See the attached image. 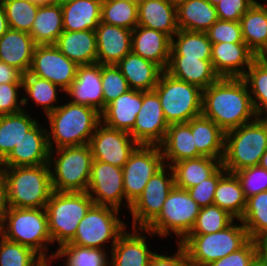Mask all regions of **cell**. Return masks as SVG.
Listing matches in <instances>:
<instances>
[{"label":"cell","instance_id":"1","mask_svg":"<svg viewBox=\"0 0 267 266\" xmlns=\"http://www.w3.org/2000/svg\"><path fill=\"white\" fill-rule=\"evenodd\" d=\"M247 88L243 78L220 77L202 90V115L224 132L250 123L257 115Z\"/></svg>","mask_w":267,"mask_h":266},{"label":"cell","instance_id":"2","mask_svg":"<svg viewBox=\"0 0 267 266\" xmlns=\"http://www.w3.org/2000/svg\"><path fill=\"white\" fill-rule=\"evenodd\" d=\"M50 166L4 167L8 207L45 208L53 192Z\"/></svg>","mask_w":267,"mask_h":266},{"label":"cell","instance_id":"3","mask_svg":"<svg viewBox=\"0 0 267 266\" xmlns=\"http://www.w3.org/2000/svg\"><path fill=\"white\" fill-rule=\"evenodd\" d=\"M267 149V119L255 118L250 123L225 132L222 166L229 173L259 165Z\"/></svg>","mask_w":267,"mask_h":266},{"label":"cell","instance_id":"4","mask_svg":"<svg viewBox=\"0 0 267 266\" xmlns=\"http://www.w3.org/2000/svg\"><path fill=\"white\" fill-rule=\"evenodd\" d=\"M47 117L57 148L89 144L101 122L100 112L95 108L72 102L58 106Z\"/></svg>","mask_w":267,"mask_h":266},{"label":"cell","instance_id":"5","mask_svg":"<svg viewBox=\"0 0 267 266\" xmlns=\"http://www.w3.org/2000/svg\"><path fill=\"white\" fill-rule=\"evenodd\" d=\"M93 204L88 192L53 191L45 207L52 242L57 240L59 247L70 243Z\"/></svg>","mask_w":267,"mask_h":266},{"label":"cell","instance_id":"6","mask_svg":"<svg viewBox=\"0 0 267 266\" xmlns=\"http://www.w3.org/2000/svg\"><path fill=\"white\" fill-rule=\"evenodd\" d=\"M250 240L243 223L229 225L211 234H188L180 243L186 249L189 266H207L242 248Z\"/></svg>","mask_w":267,"mask_h":266},{"label":"cell","instance_id":"7","mask_svg":"<svg viewBox=\"0 0 267 266\" xmlns=\"http://www.w3.org/2000/svg\"><path fill=\"white\" fill-rule=\"evenodd\" d=\"M6 221L8 225H6ZM4 225L7 226V229ZM0 235L10 241L32 248L35 252H39L42 259H45L44 250L47 247L43 244L52 242L45 208L8 207L0 221Z\"/></svg>","mask_w":267,"mask_h":266},{"label":"cell","instance_id":"8","mask_svg":"<svg viewBox=\"0 0 267 266\" xmlns=\"http://www.w3.org/2000/svg\"><path fill=\"white\" fill-rule=\"evenodd\" d=\"M167 123H186L202 114V89L172 77L165 70L153 89Z\"/></svg>","mask_w":267,"mask_h":266},{"label":"cell","instance_id":"9","mask_svg":"<svg viewBox=\"0 0 267 266\" xmlns=\"http://www.w3.org/2000/svg\"><path fill=\"white\" fill-rule=\"evenodd\" d=\"M200 206L185 189L174 186L169 192L159 215L142 231L168 236L173 231L182 241L192 230ZM170 230V231H169Z\"/></svg>","mask_w":267,"mask_h":266},{"label":"cell","instance_id":"10","mask_svg":"<svg viewBox=\"0 0 267 266\" xmlns=\"http://www.w3.org/2000/svg\"><path fill=\"white\" fill-rule=\"evenodd\" d=\"M51 184L55 192H87L93 156L88 144L57 148Z\"/></svg>","mask_w":267,"mask_h":266},{"label":"cell","instance_id":"11","mask_svg":"<svg viewBox=\"0 0 267 266\" xmlns=\"http://www.w3.org/2000/svg\"><path fill=\"white\" fill-rule=\"evenodd\" d=\"M115 208L93 204L78 224L73 240L68 244L88 248H101L106 241L116 243L126 224L117 217Z\"/></svg>","mask_w":267,"mask_h":266},{"label":"cell","instance_id":"12","mask_svg":"<svg viewBox=\"0 0 267 266\" xmlns=\"http://www.w3.org/2000/svg\"><path fill=\"white\" fill-rule=\"evenodd\" d=\"M161 151L158 145H138L123 166V187L129 209L150 178L165 166Z\"/></svg>","mask_w":267,"mask_h":266},{"label":"cell","instance_id":"13","mask_svg":"<svg viewBox=\"0 0 267 266\" xmlns=\"http://www.w3.org/2000/svg\"><path fill=\"white\" fill-rule=\"evenodd\" d=\"M169 169L172 172V175H168L170 177H166L164 166L157 171L147 182L142 194L131 205L133 231H136V226L140 229L146 228L161 212L169 192L175 186L173 169L170 166Z\"/></svg>","mask_w":267,"mask_h":266},{"label":"cell","instance_id":"14","mask_svg":"<svg viewBox=\"0 0 267 266\" xmlns=\"http://www.w3.org/2000/svg\"><path fill=\"white\" fill-rule=\"evenodd\" d=\"M101 123L96 127L88 144L93 160L123 168L130 154L139 144L128 132L113 129L106 125L103 127Z\"/></svg>","mask_w":267,"mask_h":266},{"label":"cell","instance_id":"15","mask_svg":"<svg viewBox=\"0 0 267 266\" xmlns=\"http://www.w3.org/2000/svg\"><path fill=\"white\" fill-rule=\"evenodd\" d=\"M167 123L157 93L142 91V106L138 112L131 137L139 145H160L166 135Z\"/></svg>","mask_w":267,"mask_h":266},{"label":"cell","instance_id":"16","mask_svg":"<svg viewBox=\"0 0 267 266\" xmlns=\"http://www.w3.org/2000/svg\"><path fill=\"white\" fill-rule=\"evenodd\" d=\"M77 67L55 45H36L29 72L65 91L74 81Z\"/></svg>","mask_w":267,"mask_h":266},{"label":"cell","instance_id":"17","mask_svg":"<svg viewBox=\"0 0 267 266\" xmlns=\"http://www.w3.org/2000/svg\"><path fill=\"white\" fill-rule=\"evenodd\" d=\"M91 191L94 192L95 196ZM87 192L94 204L119 210L122 198L125 197L123 169L109 163L93 160Z\"/></svg>","mask_w":267,"mask_h":266},{"label":"cell","instance_id":"18","mask_svg":"<svg viewBox=\"0 0 267 266\" xmlns=\"http://www.w3.org/2000/svg\"><path fill=\"white\" fill-rule=\"evenodd\" d=\"M49 132L37 123L15 145L11 153L0 163L1 167L36 166L53 161V145Z\"/></svg>","mask_w":267,"mask_h":266},{"label":"cell","instance_id":"19","mask_svg":"<svg viewBox=\"0 0 267 266\" xmlns=\"http://www.w3.org/2000/svg\"><path fill=\"white\" fill-rule=\"evenodd\" d=\"M65 92L73 98L72 103L95 108L101 113L104 110L101 64L78 66L75 79Z\"/></svg>","mask_w":267,"mask_h":266},{"label":"cell","instance_id":"20","mask_svg":"<svg viewBox=\"0 0 267 266\" xmlns=\"http://www.w3.org/2000/svg\"><path fill=\"white\" fill-rule=\"evenodd\" d=\"M256 58L245 43H212L211 62L219 77L242 78L243 65L249 68Z\"/></svg>","mask_w":267,"mask_h":266},{"label":"cell","instance_id":"21","mask_svg":"<svg viewBox=\"0 0 267 266\" xmlns=\"http://www.w3.org/2000/svg\"><path fill=\"white\" fill-rule=\"evenodd\" d=\"M97 63L116 65L132 50V30L100 22L95 29Z\"/></svg>","mask_w":267,"mask_h":266},{"label":"cell","instance_id":"22","mask_svg":"<svg viewBox=\"0 0 267 266\" xmlns=\"http://www.w3.org/2000/svg\"><path fill=\"white\" fill-rule=\"evenodd\" d=\"M138 29V30H137ZM171 38L158 30L136 26L132 30V52L166 70L170 59Z\"/></svg>","mask_w":267,"mask_h":266},{"label":"cell","instance_id":"23","mask_svg":"<svg viewBox=\"0 0 267 266\" xmlns=\"http://www.w3.org/2000/svg\"><path fill=\"white\" fill-rule=\"evenodd\" d=\"M141 106L142 91L130 89L106 105L100 113L103 125L130 133Z\"/></svg>","mask_w":267,"mask_h":266},{"label":"cell","instance_id":"24","mask_svg":"<svg viewBox=\"0 0 267 266\" xmlns=\"http://www.w3.org/2000/svg\"><path fill=\"white\" fill-rule=\"evenodd\" d=\"M35 47L29 33L9 28L0 38V60L24 75L30 70Z\"/></svg>","mask_w":267,"mask_h":266},{"label":"cell","instance_id":"25","mask_svg":"<svg viewBox=\"0 0 267 266\" xmlns=\"http://www.w3.org/2000/svg\"><path fill=\"white\" fill-rule=\"evenodd\" d=\"M54 45L78 66L97 63V41L93 30L63 31Z\"/></svg>","mask_w":267,"mask_h":266},{"label":"cell","instance_id":"26","mask_svg":"<svg viewBox=\"0 0 267 266\" xmlns=\"http://www.w3.org/2000/svg\"><path fill=\"white\" fill-rule=\"evenodd\" d=\"M116 66L127 80L129 88L137 91H152L164 71L156 63L132 51L125 55Z\"/></svg>","mask_w":267,"mask_h":266},{"label":"cell","instance_id":"27","mask_svg":"<svg viewBox=\"0 0 267 266\" xmlns=\"http://www.w3.org/2000/svg\"><path fill=\"white\" fill-rule=\"evenodd\" d=\"M165 71L172 77L195 85L202 90L220 78L215 72L211 60L185 58V56H170Z\"/></svg>","mask_w":267,"mask_h":266},{"label":"cell","instance_id":"28","mask_svg":"<svg viewBox=\"0 0 267 266\" xmlns=\"http://www.w3.org/2000/svg\"><path fill=\"white\" fill-rule=\"evenodd\" d=\"M138 26L161 31L173 38L179 30L176 6L168 0H141L138 4Z\"/></svg>","mask_w":267,"mask_h":266},{"label":"cell","instance_id":"29","mask_svg":"<svg viewBox=\"0 0 267 266\" xmlns=\"http://www.w3.org/2000/svg\"><path fill=\"white\" fill-rule=\"evenodd\" d=\"M165 160H171L170 167L181 160L201 157L195 146L194 136L190 128V121L174 123L168 126L165 138L159 145Z\"/></svg>","mask_w":267,"mask_h":266},{"label":"cell","instance_id":"30","mask_svg":"<svg viewBox=\"0 0 267 266\" xmlns=\"http://www.w3.org/2000/svg\"><path fill=\"white\" fill-rule=\"evenodd\" d=\"M197 152L201 156L219 159L224 155L225 132L202 114L190 120Z\"/></svg>","mask_w":267,"mask_h":266},{"label":"cell","instance_id":"31","mask_svg":"<svg viewBox=\"0 0 267 266\" xmlns=\"http://www.w3.org/2000/svg\"><path fill=\"white\" fill-rule=\"evenodd\" d=\"M102 1L73 0L62 4L63 31H95L101 22Z\"/></svg>","mask_w":267,"mask_h":266},{"label":"cell","instance_id":"32","mask_svg":"<svg viewBox=\"0 0 267 266\" xmlns=\"http://www.w3.org/2000/svg\"><path fill=\"white\" fill-rule=\"evenodd\" d=\"M239 22L248 48L257 57L267 53V8L256 1Z\"/></svg>","mask_w":267,"mask_h":266},{"label":"cell","instance_id":"33","mask_svg":"<svg viewBox=\"0 0 267 266\" xmlns=\"http://www.w3.org/2000/svg\"><path fill=\"white\" fill-rule=\"evenodd\" d=\"M180 30L206 32L219 18L216 7L206 0H187L176 6Z\"/></svg>","mask_w":267,"mask_h":266},{"label":"cell","instance_id":"34","mask_svg":"<svg viewBox=\"0 0 267 266\" xmlns=\"http://www.w3.org/2000/svg\"><path fill=\"white\" fill-rule=\"evenodd\" d=\"M125 231L112 247L111 266H148L154 253L148 250L146 238Z\"/></svg>","mask_w":267,"mask_h":266},{"label":"cell","instance_id":"35","mask_svg":"<svg viewBox=\"0 0 267 266\" xmlns=\"http://www.w3.org/2000/svg\"><path fill=\"white\" fill-rule=\"evenodd\" d=\"M63 12L60 4L39 5L29 35L36 45H54L63 32Z\"/></svg>","mask_w":267,"mask_h":266},{"label":"cell","instance_id":"36","mask_svg":"<svg viewBox=\"0 0 267 266\" xmlns=\"http://www.w3.org/2000/svg\"><path fill=\"white\" fill-rule=\"evenodd\" d=\"M221 165V160L205 156L178 161L171 166L175 186L185 190L194 187L209 178Z\"/></svg>","mask_w":267,"mask_h":266},{"label":"cell","instance_id":"37","mask_svg":"<svg viewBox=\"0 0 267 266\" xmlns=\"http://www.w3.org/2000/svg\"><path fill=\"white\" fill-rule=\"evenodd\" d=\"M26 112L0 115V163L38 122Z\"/></svg>","mask_w":267,"mask_h":266},{"label":"cell","instance_id":"38","mask_svg":"<svg viewBox=\"0 0 267 266\" xmlns=\"http://www.w3.org/2000/svg\"><path fill=\"white\" fill-rule=\"evenodd\" d=\"M226 175H223L218 181L213 205L240 219L244 213L247 199L237 176L227 171Z\"/></svg>","mask_w":267,"mask_h":266},{"label":"cell","instance_id":"39","mask_svg":"<svg viewBox=\"0 0 267 266\" xmlns=\"http://www.w3.org/2000/svg\"><path fill=\"white\" fill-rule=\"evenodd\" d=\"M171 38L170 56H185V58H199L211 60L212 43L206 32L178 30Z\"/></svg>","mask_w":267,"mask_h":266},{"label":"cell","instance_id":"40","mask_svg":"<svg viewBox=\"0 0 267 266\" xmlns=\"http://www.w3.org/2000/svg\"><path fill=\"white\" fill-rule=\"evenodd\" d=\"M239 220L250 239L267 235V191L247 198L244 213Z\"/></svg>","mask_w":267,"mask_h":266},{"label":"cell","instance_id":"41","mask_svg":"<svg viewBox=\"0 0 267 266\" xmlns=\"http://www.w3.org/2000/svg\"><path fill=\"white\" fill-rule=\"evenodd\" d=\"M242 78L249 87L251 85L252 94L260 101L259 103L251 97L257 118H261L259 115L264 112V115H267V63L261 57H257ZM264 117L267 119V116Z\"/></svg>","mask_w":267,"mask_h":266},{"label":"cell","instance_id":"42","mask_svg":"<svg viewBox=\"0 0 267 266\" xmlns=\"http://www.w3.org/2000/svg\"><path fill=\"white\" fill-rule=\"evenodd\" d=\"M101 22L133 30L138 25V5L119 0H103Z\"/></svg>","mask_w":267,"mask_h":266},{"label":"cell","instance_id":"43","mask_svg":"<svg viewBox=\"0 0 267 266\" xmlns=\"http://www.w3.org/2000/svg\"><path fill=\"white\" fill-rule=\"evenodd\" d=\"M10 29L29 33L39 4L31 0H1Z\"/></svg>","mask_w":267,"mask_h":266},{"label":"cell","instance_id":"44","mask_svg":"<svg viewBox=\"0 0 267 266\" xmlns=\"http://www.w3.org/2000/svg\"><path fill=\"white\" fill-rule=\"evenodd\" d=\"M103 249L88 248L73 244L62 245L49 258L67 257L66 266H108Z\"/></svg>","mask_w":267,"mask_h":266},{"label":"cell","instance_id":"45","mask_svg":"<svg viewBox=\"0 0 267 266\" xmlns=\"http://www.w3.org/2000/svg\"><path fill=\"white\" fill-rule=\"evenodd\" d=\"M57 87L60 88L46 79L32 75L30 72L23 75L22 88L37 105L43 106L46 114L53 112L58 107L52 105L57 99Z\"/></svg>","mask_w":267,"mask_h":266},{"label":"cell","instance_id":"46","mask_svg":"<svg viewBox=\"0 0 267 266\" xmlns=\"http://www.w3.org/2000/svg\"><path fill=\"white\" fill-rule=\"evenodd\" d=\"M234 217L216 205L200 208L196 222L189 234H211L224 230L233 223Z\"/></svg>","mask_w":267,"mask_h":266},{"label":"cell","instance_id":"47","mask_svg":"<svg viewBox=\"0 0 267 266\" xmlns=\"http://www.w3.org/2000/svg\"><path fill=\"white\" fill-rule=\"evenodd\" d=\"M41 260L32 248L0 235V266H36Z\"/></svg>","mask_w":267,"mask_h":266},{"label":"cell","instance_id":"48","mask_svg":"<svg viewBox=\"0 0 267 266\" xmlns=\"http://www.w3.org/2000/svg\"><path fill=\"white\" fill-rule=\"evenodd\" d=\"M101 82L104 96V109L106 105L118 96L130 90L127 80L114 64L101 65Z\"/></svg>","mask_w":267,"mask_h":266},{"label":"cell","instance_id":"49","mask_svg":"<svg viewBox=\"0 0 267 266\" xmlns=\"http://www.w3.org/2000/svg\"><path fill=\"white\" fill-rule=\"evenodd\" d=\"M240 181L244 195L250 198L267 191V170L257 166L247 167L234 173Z\"/></svg>","mask_w":267,"mask_h":266},{"label":"cell","instance_id":"50","mask_svg":"<svg viewBox=\"0 0 267 266\" xmlns=\"http://www.w3.org/2000/svg\"><path fill=\"white\" fill-rule=\"evenodd\" d=\"M206 34L211 43H245L242 36L239 21H228L218 19Z\"/></svg>","mask_w":267,"mask_h":266},{"label":"cell","instance_id":"51","mask_svg":"<svg viewBox=\"0 0 267 266\" xmlns=\"http://www.w3.org/2000/svg\"><path fill=\"white\" fill-rule=\"evenodd\" d=\"M226 170L221 165L209 178L203 180L198 185L187 189L191 198L202 208L213 205L215 190L219 179Z\"/></svg>","mask_w":267,"mask_h":266},{"label":"cell","instance_id":"52","mask_svg":"<svg viewBox=\"0 0 267 266\" xmlns=\"http://www.w3.org/2000/svg\"><path fill=\"white\" fill-rule=\"evenodd\" d=\"M22 87V83H2L0 84V115L15 114L23 111L21 105H26V97L17 103L18 89Z\"/></svg>","mask_w":267,"mask_h":266},{"label":"cell","instance_id":"53","mask_svg":"<svg viewBox=\"0 0 267 266\" xmlns=\"http://www.w3.org/2000/svg\"><path fill=\"white\" fill-rule=\"evenodd\" d=\"M255 0H221L215 7L220 20L240 21Z\"/></svg>","mask_w":267,"mask_h":266},{"label":"cell","instance_id":"54","mask_svg":"<svg viewBox=\"0 0 267 266\" xmlns=\"http://www.w3.org/2000/svg\"><path fill=\"white\" fill-rule=\"evenodd\" d=\"M256 256V246L253 239H250L242 248L228 254L217 261L209 263L207 266H248Z\"/></svg>","mask_w":267,"mask_h":266},{"label":"cell","instance_id":"55","mask_svg":"<svg viewBox=\"0 0 267 266\" xmlns=\"http://www.w3.org/2000/svg\"><path fill=\"white\" fill-rule=\"evenodd\" d=\"M178 252L175 256L158 255L154 253L148 266H189L188 255L184 246L178 242Z\"/></svg>","mask_w":267,"mask_h":266},{"label":"cell","instance_id":"56","mask_svg":"<svg viewBox=\"0 0 267 266\" xmlns=\"http://www.w3.org/2000/svg\"><path fill=\"white\" fill-rule=\"evenodd\" d=\"M23 74L16 68L0 60V84L22 83Z\"/></svg>","mask_w":267,"mask_h":266},{"label":"cell","instance_id":"57","mask_svg":"<svg viewBox=\"0 0 267 266\" xmlns=\"http://www.w3.org/2000/svg\"><path fill=\"white\" fill-rule=\"evenodd\" d=\"M8 208L7 194H6V182L3 169L0 165V221L2 220L4 213Z\"/></svg>","mask_w":267,"mask_h":266},{"label":"cell","instance_id":"58","mask_svg":"<svg viewBox=\"0 0 267 266\" xmlns=\"http://www.w3.org/2000/svg\"><path fill=\"white\" fill-rule=\"evenodd\" d=\"M256 246V255L267 266V235L254 239Z\"/></svg>","mask_w":267,"mask_h":266},{"label":"cell","instance_id":"59","mask_svg":"<svg viewBox=\"0 0 267 266\" xmlns=\"http://www.w3.org/2000/svg\"><path fill=\"white\" fill-rule=\"evenodd\" d=\"M9 29L4 6L0 0V38Z\"/></svg>","mask_w":267,"mask_h":266},{"label":"cell","instance_id":"60","mask_svg":"<svg viewBox=\"0 0 267 266\" xmlns=\"http://www.w3.org/2000/svg\"><path fill=\"white\" fill-rule=\"evenodd\" d=\"M248 266H265V264L259 259V257L256 255L251 262L248 264Z\"/></svg>","mask_w":267,"mask_h":266},{"label":"cell","instance_id":"61","mask_svg":"<svg viewBox=\"0 0 267 266\" xmlns=\"http://www.w3.org/2000/svg\"><path fill=\"white\" fill-rule=\"evenodd\" d=\"M259 166L267 170V149L260 159Z\"/></svg>","mask_w":267,"mask_h":266},{"label":"cell","instance_id":"62","mask_svg":"<svg viewBox=\"0 0 267 266\" xmlns=\"http://www.w3.org/2000/svg\"><path fill=\"white\" fill-rule=\"evenodd\" d=\"M34 3H37L39 5H45V4H50L53 3V0H31Z\"/></svg>","mask_w":267,"mask_h":266},{"label":"cell","instance_id":"63","mask_svg":"<svg viewBox=\"0 0 267 266\" xmlns=\"http://www.w3.org/2000/svg\"><path fill=\"white\" fill-rule=\"evenodd\" d=\"M171 4L177 6L178 4L187 1V0H168Z\"/></svg>","mask_w":267,"mask_h":266},{"label":"cell","instance_id":"64","mask_svg":"<svg viewBox=\"0 0 267 266\" xmlns=\"http://www.w3.org/2000/svg\"><path fill=\"white\" fill-rule=\"evenodd\" d=\"M36 266H49L47 259H42Z\"/></svg>","mask_w":267,"mask_h":266},{"label":"cell","instance_id":"65","mask_svg":"<svg viewBox=\"0 0 267 266\" xmlns=\"http://www.w3.org/2000/svg\"><path fill=\"white\" fill-rule=\"evenodd\" d=\"M69 1H73V0H53V3H57V4L62 5V4L69 2Z\"/></svg>","mask_w":267,"mask_h":266},{"label":"cell","instance_id":"66","mask_svg":"<svg viewBox=\"0 0 267 266\" xmlns=\"http://www.w3.org/2000/svg\"><path fill=\"white\" fill-rule=\"evenodd\" d=\"M119 1H125V2H129V3H133V4L138 5L141 0H119Z\"/></svg>","mask_w":267,"mask_h":266},{"label":"cell","instance_id":"67","mask_svg":"<svg viewBox=\"0 0 267 266\" xmlns=\"http://www.w3.org/2000/svg\"><path fill=\"white\" fill-rule=\"evenodd\" d=\"M206 1H208L210 4H212V5H216L218 2H220L221 0H206Z\"/></svg>","mask_w":267,"mask_h":266},{"label":"cell","instance_id":"68","mask_svg":"<svg viewBox=\"0 0 267 266\" xmlns=\"http://www.w3.org/2000/svg\"><path fill=\"white\" fill-rule=\"evenodd\" d=\"M261 58L267 63V53L263 54Z\"/></svg>","mask_w":267,"mask_h":266}]
</instances>
